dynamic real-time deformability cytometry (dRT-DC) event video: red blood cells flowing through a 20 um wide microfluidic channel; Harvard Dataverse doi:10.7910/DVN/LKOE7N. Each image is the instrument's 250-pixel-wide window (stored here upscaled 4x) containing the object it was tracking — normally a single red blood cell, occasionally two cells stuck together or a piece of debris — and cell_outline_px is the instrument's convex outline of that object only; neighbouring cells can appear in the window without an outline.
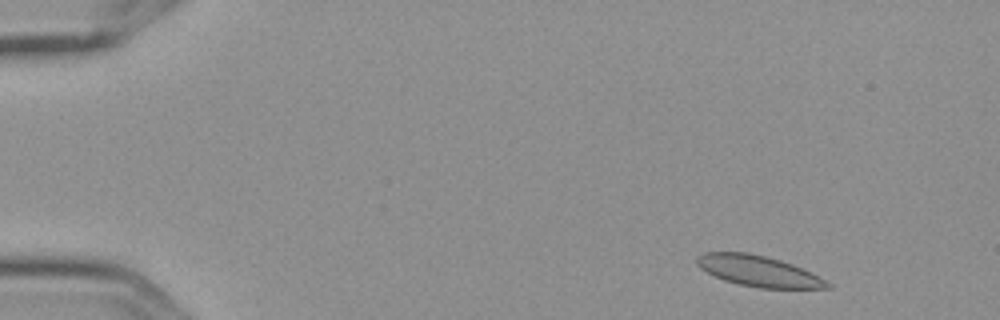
{"species": "Egyptian fruit bat (a non-hibernating species)", "species_latin": "Rousettus aegyptiacus", "temperature_condition": "cold", "stored_images_in_passage": 6, "segment_of_instrument_passage": [2, 2], "camera_frame_rate_fps": 3000, "um_per_image_px": 0.085, "frame": {"image": 1, "passage_image": 6, "time_ms": 1.667, "image_size_px": [1000, 320], "cell_outline_px": [[832, 288], [760, 288], [736, 284], [724, 280], [700, 268], [696, 264], [696, 256], [704, 252], [748, 252], [780, 260], [792, 264], [812, 272], [832, 284]], "centroid_in_image_um": [64.47, 23.04], "position_along_channel_um": 20.5, "area_um2": 23.47}}